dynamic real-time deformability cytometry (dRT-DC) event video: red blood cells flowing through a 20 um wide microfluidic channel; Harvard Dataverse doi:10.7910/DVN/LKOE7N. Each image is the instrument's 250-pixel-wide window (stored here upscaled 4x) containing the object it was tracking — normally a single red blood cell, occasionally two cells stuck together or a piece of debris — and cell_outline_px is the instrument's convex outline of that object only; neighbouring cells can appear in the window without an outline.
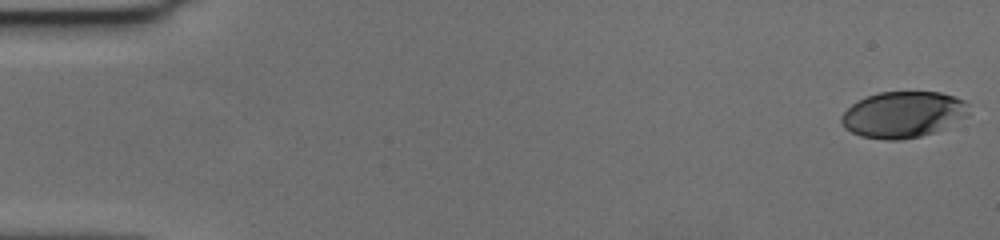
{"species": "human", "species_latin": "Homo sapiens", "temperature_condition": "cold", "stored_images_in_passage": 58, "camera_frame_rate_fps": 3000, "um_per_image_px": 0.085, "donor": {"sex": "female"}, "frame": {"image": 1, "passage_image": 1, "time_ms": 0.0, "image_size_px": [1000, 240], "cell_outline_px": [[968, 116], [932, 132], [920, 136], [900, 140], [884, 140], [860, 136], [852, 132], [840, 120], [840, 116], [852, 104], [876, 92], [940, 92], [956, 96], [964, 100], [968, 104]], "centroid_in_image_um": [76.77, 9.72], "position_along_channel_um": 8.2, "area_um2": 34.04}}
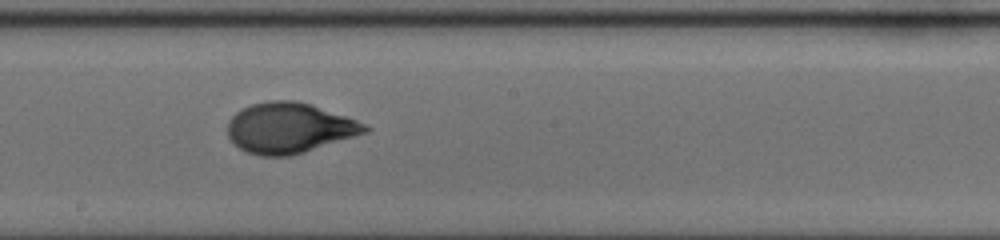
{"frame": {"image": 2, "passage_image": 33, "time_ms": 10.667, "image_size_px": [1000, 240], "cell_outline_px": [[372, 128], [368, 132], [292, 156], [260, 156], [244, 152], [232, 144], [228, 136], [228, 120], [240, 108], [252, 104], [268, 100], [296, 100], [312, 104], [368, 124]], "centroid_in_image_um": [24.58, 10.88], "position_along_channel_um": 223.6, "area_um2": 40.92}}
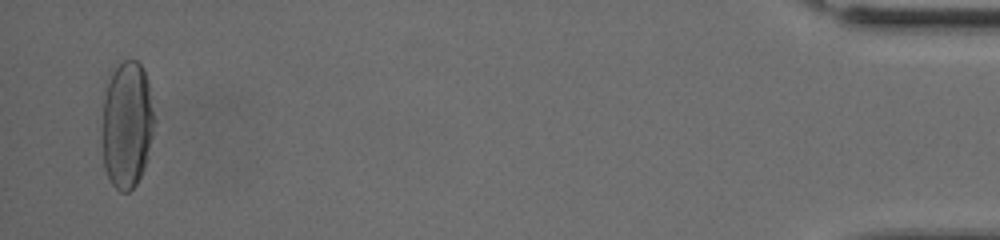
{"frame": {"image": 3, "passage_image": 57, "time_ms": 18.667, "image_size_px": [1000, 240], "cell_outline_px": [[156, 120], [144, 168], [136, 184], [128, 192], [120, 192], [112, 184], [104, 168], [100, 144], [100, 128], [104, 92], [112, 72], [124, 60], [136, 60], [144, 68], [148, 84]], "centroid_in_image_um": [10.75, 10.61], "position_along_channel_um": 424.4, "area_um2": 39.54}, "authors_computed_cell_mechanics": {"area_um2": 38.726, "velocity_mm_per_s": 3.5845, "shape_relaxation_time_tau1_ms": 3.7716, "shape_relaxation_time_tau2_ms": 0.7696, "deformation_change_tau1": 0.1801, "deformation_change_tau2": 0.0508}}